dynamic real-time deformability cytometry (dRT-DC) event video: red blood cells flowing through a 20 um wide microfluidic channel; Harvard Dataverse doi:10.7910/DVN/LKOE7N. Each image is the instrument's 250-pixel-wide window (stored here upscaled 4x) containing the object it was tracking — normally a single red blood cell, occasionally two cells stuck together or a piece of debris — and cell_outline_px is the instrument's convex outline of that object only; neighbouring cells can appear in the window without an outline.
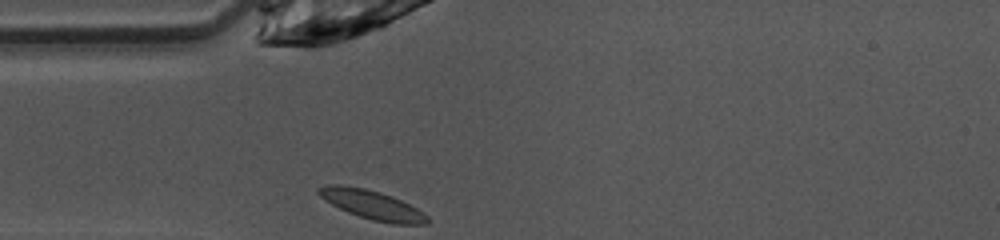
{"species": "common noctule bat (a hibernating species)", "species_latin": "Nyctalus noctula", "temperature_condition": "warm", "stored_images_in_passage": 26, "camera_frame_rate_fps": 3000, "um_per_image_px": 0.085, "animal": {"sex": "female", "body_mass_g": 10.0, "forearm_length_mm": 53.1}, "frame": {"image": 1, "passage_image": 1, "time_ms": 0.0, "image_size_px": [1000, 240], "cell_outline_px": [[428, 220], [424, 224], [392, 224], [372, 220], [348, 212], [324, 200], [316, 192], [316, 188], [328, 184], [340, 184], [364, 188], [380, 192], [392, 196], [424, 212], [428, 216]], "centroid_in_image_um": [31.59, 17.39], "position_along_channel_um": 53.4, "area_um2": 18.32}}
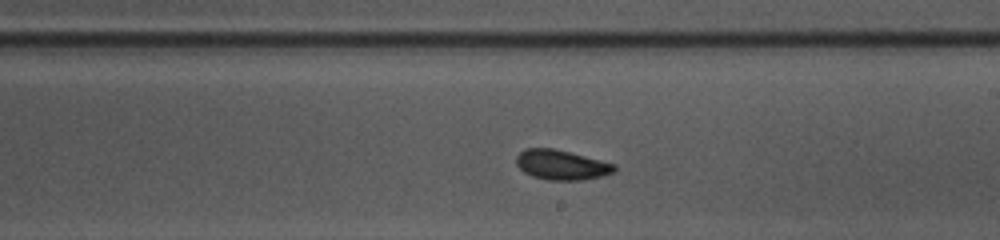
{"frame": {"image": 2, "passage_image": 15, "time_ms": 4.667, "image_size_px": [1000, 240], "cell_outline_px": [[616, 172], [584, 180], [548, 180], [532, 176], [524, 172], [516, 164], [516, 156], [524, 148], [552, 148], [616, 164]], "centroid_in_image_um": [47.71, 14.02], "position_along_channel_um": 241.3, "area_um2": 16.99}}
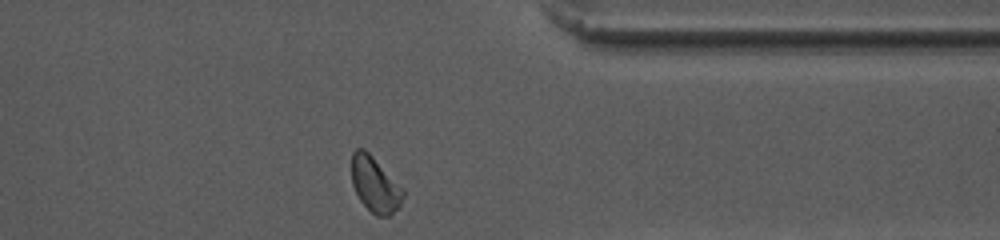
{"frame": {"image": 3, "passage_image": 26, "time_ms": 8.333, "image_size_px": [1000, 240], "cell_outline_px": [[404, 196], [400, 204], [388, 216], [376, 216], [360, 200], [352, 184], [352, 152], [356, 148], [364, 148], [404, 188]], "centroid_in_image_um": [31.87, 15.66], "position_along_channel_um": 379.5, "area_um2": 16.42}, "authors_computed_cell_mechanics": {"area_um2": 16.7909, "velocity_mm_per_s": 4.0718, "shape_relaxation_time_tau1_ms": 3.2729, "shape_relaxation_time_tau2_ms": 1.3405, "deformation_change_tau1": 0.1096, "deformation_change_tau2": 0.0623}}